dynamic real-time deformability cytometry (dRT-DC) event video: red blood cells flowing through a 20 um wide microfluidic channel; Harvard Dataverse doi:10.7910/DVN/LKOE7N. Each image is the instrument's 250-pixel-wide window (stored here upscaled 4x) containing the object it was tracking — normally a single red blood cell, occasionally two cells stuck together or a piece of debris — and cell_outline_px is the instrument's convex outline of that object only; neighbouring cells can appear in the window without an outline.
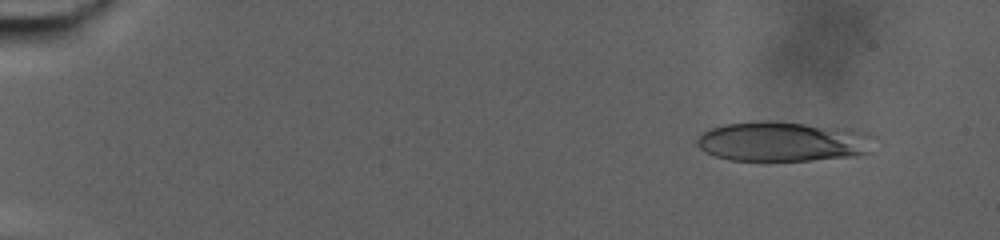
{"species": "human", "species_latin": "Homo sapiens", "temperature_condition": "warm", "stored_images_in_passage": 76, "camera_frame_rate_fps": 3000, "um_per_image_px": 0.085, "donor": {"sex": "male"}, "frame": {"image": 1, "passage_image": 7, "time_ms": 2.0, "image_size_px": [1000, 240], "cell_outline_px": [[880, 136], [872, 152], [856, 156], [812, 160], [728, 160], [716, 156], [700, 148], [696, 144], [696, 140], [704, 132], [712, 128], [724, 124], [764, 120], [768, 120], [852, 128], [872, 132]], "centroid_in_image_um": [66.74, 12.01], "position_along_channel_um": 18.3, "area_um2": 42.14}}
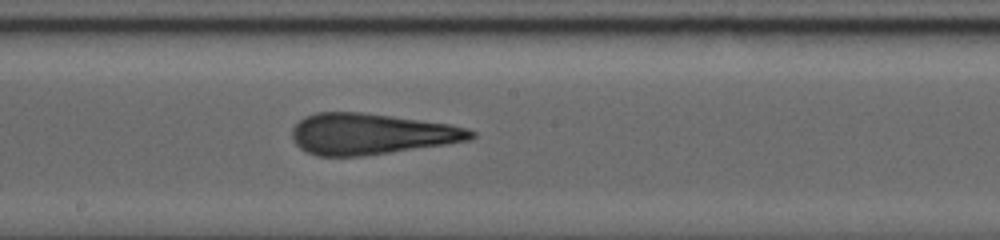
{"frame": {"image": 2, "passage_image": 44, "time_ms": 14.333, "image_size_px": [1000, 240], "cell_outline_px": [[476, 136], [472, 140], [364, 156], [316, 156], [300, 148], [296, 144], [292, 136], [292, 128], [304, 116], [316, 112], [360, 112], [392, 116], [448, 124], [468, 128], [476, 132]], "centroid_in_image_um": [31.54, 11.38], "position_along_channel_um": 216.7, "area_um2": 42.71}}
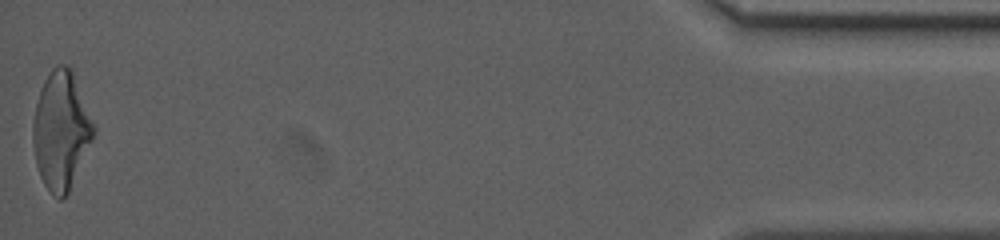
{"frame": {"image": 3, "passage_image": 76, "time_ms": 25.0, "image_size_px": [1000, 240], "cell_outline_px": [[96, 132], [68, 192], [60, 200], [52, 196], [44, 184], [40, 176], [36, 164], [32, 140], [32, 124], [36, 104], [40, 88], [44, 80], [52, 68], [56, 64], [64, 64], [72, 68], [96, 128]], "centroid_in_image_um": [5.18, 11.06], "position_along_channel_um": 430.0, "area_um2": 41.85}, "authors_computed_cell_mechanics": {"area_um2": 41.8472, "velocity_mm_per_s": 2.76, "shape_relaxation_time_tau1_ms": null, "shape_relaxation_time_tau2_ms": 2.0907, "deformation_change_tau1": null, "deformation_change_tau2": 0.1312}}